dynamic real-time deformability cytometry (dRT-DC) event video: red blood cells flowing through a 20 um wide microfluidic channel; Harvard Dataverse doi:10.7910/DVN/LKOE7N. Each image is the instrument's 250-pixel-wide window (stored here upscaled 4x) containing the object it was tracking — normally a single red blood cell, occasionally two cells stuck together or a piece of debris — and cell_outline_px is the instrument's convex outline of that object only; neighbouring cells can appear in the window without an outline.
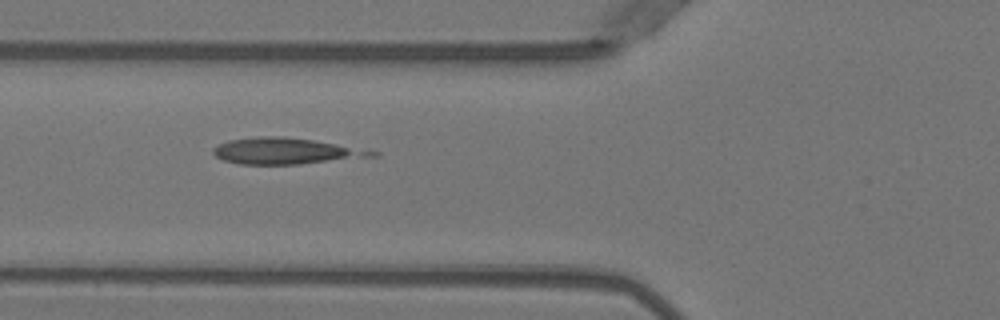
{"species": "Egyptian fruit bat (a non-hibernating species)", "species_latin": "Rousettus aegyptiacus", "temperature_condition": "warm", "stored_images_in_passage": 9, "camera_frame_rate_fps": 3000, "um_per_image_px": 0.085, "animal": {"sex": "female"}, "frame": {"image": 1, "passage_image": 6, "time_ms": 1.667, "image_size_px": [1000, 320], "cell_outline_px": [[380, 152], [376, 156], [296, 164], [240, 164], [224, 160], [216, 156], [212, 152], [212, 148], [228, 140], [256, 136], [284, 136], [312, 140], [336, 144]], "centroid_in_image_um": [24.22, 12.83], "position_along_channel_um": 101.6, "area_um2": 23.93}}
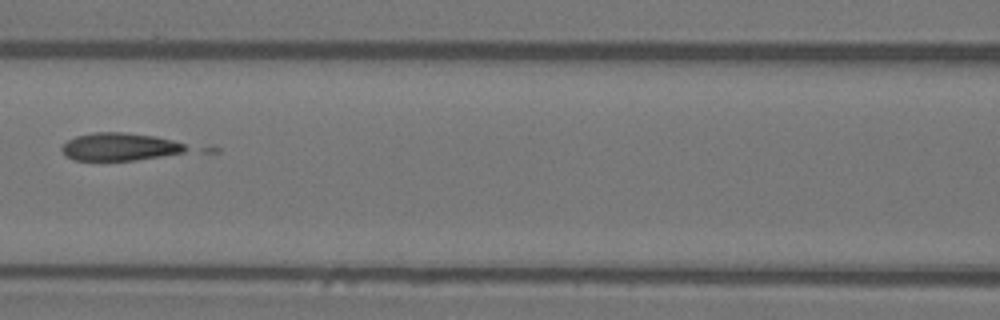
{"frame": {"image": 2, "passage_image": 7, "time_ms": 2.0, "image_size_px": [1000, 320], "cell_outline_px": [[192, 148], [184, 152], [136, 160], [72, 160], [60, 148], [68, 140], [76, 136], [96, 132], [124, 132], [156, 136], [172, 140], [184, 144]], "centroid_in_image_um": [10.21, 12.47], "position_along_channel_um": 156.4, "area_um2": 20.06}}